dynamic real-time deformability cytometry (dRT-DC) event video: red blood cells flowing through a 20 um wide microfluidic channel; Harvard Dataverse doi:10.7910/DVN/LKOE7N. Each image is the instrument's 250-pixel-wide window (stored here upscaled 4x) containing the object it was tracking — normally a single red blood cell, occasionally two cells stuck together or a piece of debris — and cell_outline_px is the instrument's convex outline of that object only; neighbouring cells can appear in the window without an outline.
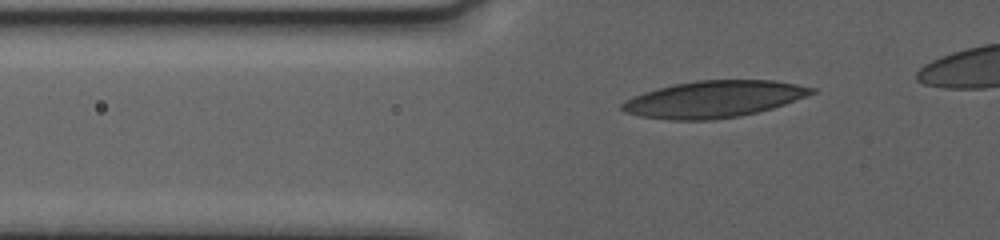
{"species": "human", "species_latin": "Homo sapiens", "temperature_condition": "warm", "stored_images_in_passage": 45, "camera_frame_rate_fps": 3000, "um_per_image_px": 0.085, "donor": {"sex": "female"}, "frame": {"image": 1, "passage_image": 7, "time_ms": 2.0, "image_size_px": [1000, 240], "cell_outline_px": [[816, 92], [784, 104], [772, 108], [740, 116], [712, 120], [672, 120], [640, 116], [624, 112], [620, 108], [620, 104], [624, 100], [632, 96], [656, 88], [672, 84], [696, 80], [772, 80], [796, 84], [816, 88]], "centroid_in_image_um": [60.62, 8.42], "position_along_channel_um": 65.2, "area_um2": 40.63}}
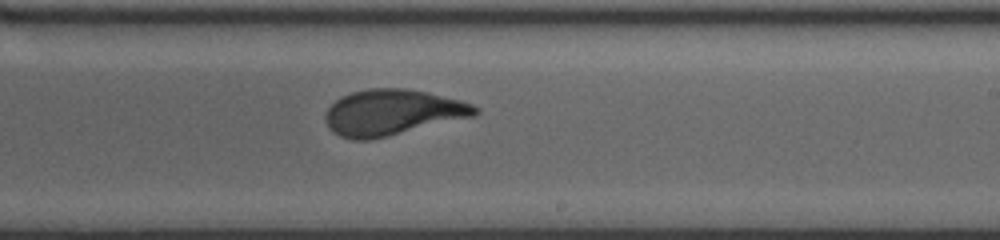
{"frame": {"image": 2, "passage_image": 26, "time_ms": 8.333, "image_size_px": [1000, 240], "cell_outline_px": [[480, 112], [476, 116], [388, 136], [368, 140], [352, 140], [340, 136], [332, 132], [328, 128], [324, 120], [324, 116], [328, 108], [340, 96], [352, 92], [368, 88], [404, 88], [428, 92], [460, 100], [472, 104], [480, 108]], "centroid_in_image_um": [33.35, 9.56], "position_along_channel_um": 255.7, "area_um2": 40.29}}
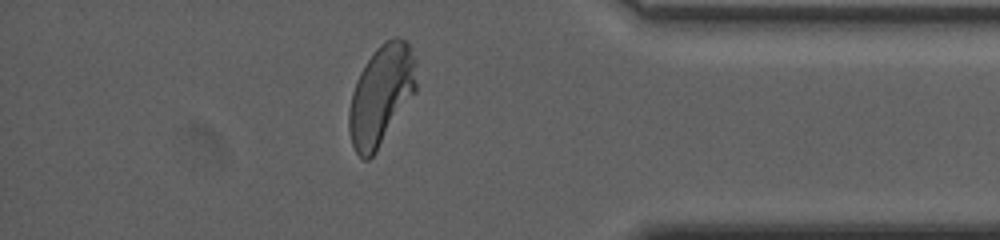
{"frame": {"image": 3, "passage_image": 41, "time_ms": 13.333, "image_size_px": [1000, 240], "cell_outline_px": [[416, 92], [376, 152], [368, 160], [364, 160], [356, 152], [352, 144], [348, 128], [348, 112], [352, 92], [356, 80], [360, 72], [376, 48], [384, 40], [392, 36], [396, 36], [404, 40], [408, 44], [416, 60]], "centroid_in_image_um": [32.4, 8.08], "position_along_channel_um": 402.8, "area_um2": 39.36}}